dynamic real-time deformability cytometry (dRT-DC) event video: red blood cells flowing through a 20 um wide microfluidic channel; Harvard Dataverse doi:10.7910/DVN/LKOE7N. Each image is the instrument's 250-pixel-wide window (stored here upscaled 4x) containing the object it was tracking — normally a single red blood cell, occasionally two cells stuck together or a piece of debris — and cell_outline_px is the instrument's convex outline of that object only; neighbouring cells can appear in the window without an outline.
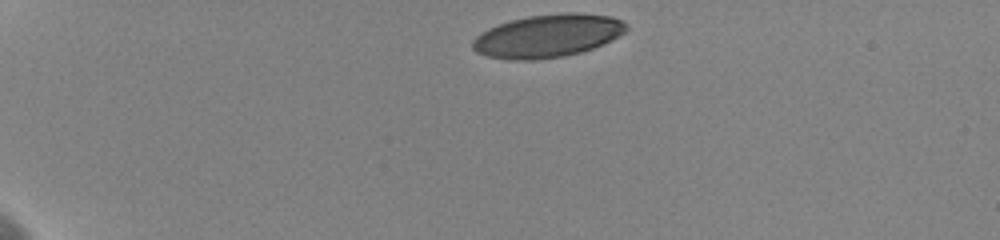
{"species": "human", "species_latin": "Homo sapiens", "temperature_condition": "cold", "stored_images_in_passage": 14, "camera_frame_rate_fps": 3000, "um_per_image_px": 0.085, "donor": {"sex": "female"}, "frame": {"image": 1, "passage_image": 1, "time_ms": 0.0, "image_size_px": [1000, 240], "cell_outline_px": [[628, 28], [624, 32], [612, 40], [604, 44], [580, 52], [564, 56], [532, 60], [508, 60], [488, 56], [476, 52], [472, 48], [472, 40], [480, 32], [488, 28], [512, 20], [528, 16], [564, 12], [576, 12], [612, 16], [628, 24]], "centroid_in_image_um": [46.55, 3.04], "position_along_channel_um": 38.4, "area_um2": 38.61}}